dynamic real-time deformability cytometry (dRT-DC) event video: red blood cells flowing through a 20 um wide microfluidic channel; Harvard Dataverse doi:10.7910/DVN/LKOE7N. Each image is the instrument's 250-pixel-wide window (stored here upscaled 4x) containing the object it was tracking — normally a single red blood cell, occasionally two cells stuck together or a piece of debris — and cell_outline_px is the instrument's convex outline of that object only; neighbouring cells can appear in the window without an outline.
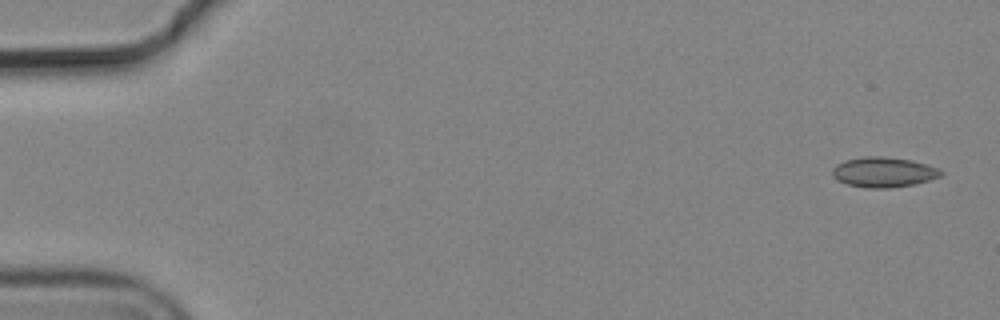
{"species": "common noctule bat (a hibernating species)", "species_latin": "Nyctalus noctula", "temperature_condition": "cold", "stored_images_in_passage": 10, "camera_frame_rate_fps": 3000, "um_per_image_px": 0.085, "animal": {"sex": "male", "body_mass_g": 19.2, "forearm_length_mm": 51.8}, "frame": {"image": 1, "passage_image": 1, "time_ms": 0.0, "image_size_px": [1000, 320], "cell_outline_px": [[944, 172], [940, 176], [928, 180], [912, 184], [888, 188], [868, 188], [848, 184], [836, 180], [832, 176], [832, 168], [836, 164], [844, 160], [864, 156], [884, 156], [912, 160], [936, 168]], "centroid_in_image_um": [75.04, 14.62], "position_along_channel_um": 10.0, "area_um2": 18.96}}
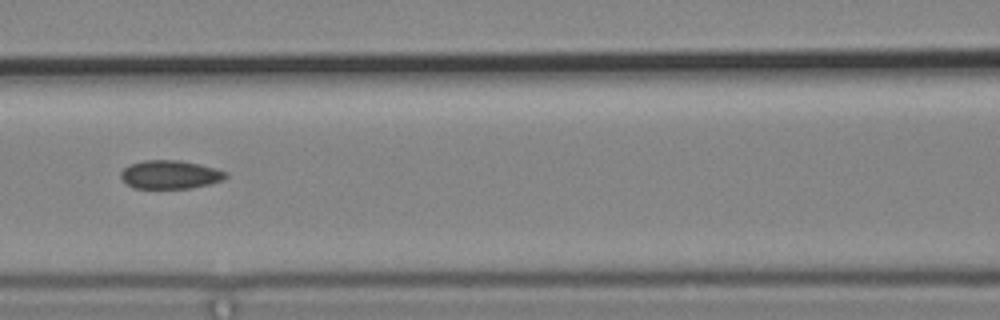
{"frame": {"image": 2, "passage_image": 6, "time_ms": 1.667, "image_size_px": [1000, 320], "cell_outline_px": [[228, 176], [220, 180], [208, 184], [188, 188], [136, 188], [128, 184], [120, 176], [120, 172], [124, 168], [132, 164], [144, 160], [180, 160], [216, 168], [228, 172]], "centroid_in_image_um": [14.47, 14.83], "position_along_channel_um": 152.1, "area_um2": 17.17}}
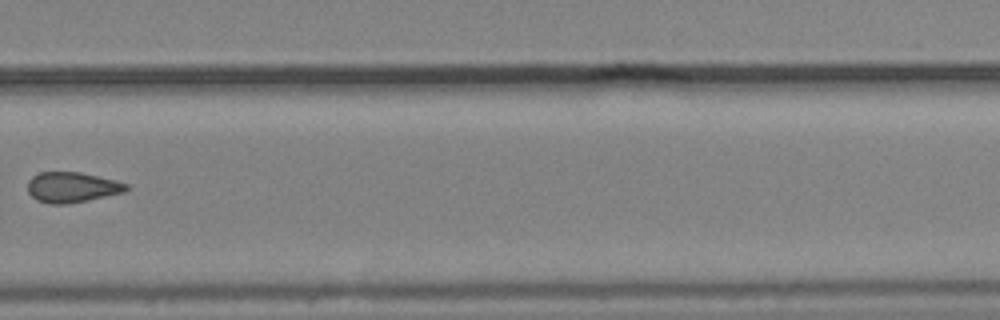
{"frame": {"image": 3, "passage_image": 10, "time_ms": 3.0, "image_size_px": [1000, 320], "cell_outline_px": [[132, 188], [124, 192], [88, 200], [64, 204], [48, 204], [36, 200], [28, 192], [28, 180], [32, 176], [40, 172], [80, 172], [116, 180], [128, 184]], "centroid_in_image_um": [6.13, 15.91], "position_along_channel_um": 323.7, "area_um2": 17.57}}